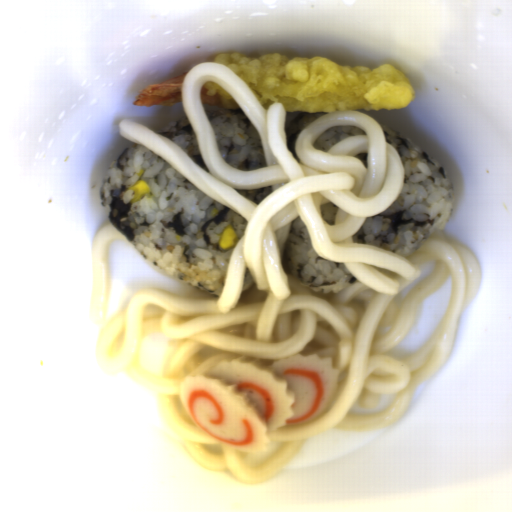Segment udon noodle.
<instances>
[{
	"instance_id": "udon-noodle-1",
	"label": "udon noodle",
	"mask_w": 512,
	"mask_h": 512,
	"mask_svg": "<svg viewBox=\"0 0 512 512\" xmlns=\"http://www.w3.org/2000/svg\"><path fill=\"white\" fill-rule=\"evenodd\" d=\"M181 83L183 113L209 172L159 132L122 119L121 136L149 148L247 225L228 266L223 290L209 298L178 296L161 287L140 288L101 331L96 362L157 394L167 433L202 469L227 472L245 485L279 476L303 443L326 430L364 433L393 427L409 410L417 389L450 354L458 325L480 287L482 269L473 253L437 233L402 257L353 236L367 217L395 202L405 166L386 142L381 124L358 110L325 113L298 135L288 150L281 103L264 109L251 87L215 61L199 63ZM213 81L227 90L257 128L267 166L235 169L221 159L199 94ZM354 125L365 135L349 137L330 151L312 146L332 126ZM273 188L259 205L236 192ZM304 221L316 253L344 263L355 282L337 294L304 287L285 272L275 233L295 218ZM453 278L447 315L432 340L411 356L392 359L393 348L414 322L418 306ZM167 335L164 375L135 366L149 334ZM333 359L339 391L325 414L283 426L265 450L240 454L207 435L182 407L180 390L189 375H205L237 356L273 364L294 354Z\"/></svg>"
},
{
	"instance_id": "udon-noodle-2",
	"label": "udon noodle",
	"mask_w": 512,
	"mask_h": 512,
	"mask_svg": "<svg viewBox=\"0 0 512 512\" xmlns=\"http://www.w3.org/2000/svg\"><path fill=\"white\" fill-rule=\"evenodd\" d=\"M115 240L127 241L111 222L94 236L92 242L93 288L90 303L98 312L105 310L109 297V248Z\"/></svg>"
}]
</instances>
